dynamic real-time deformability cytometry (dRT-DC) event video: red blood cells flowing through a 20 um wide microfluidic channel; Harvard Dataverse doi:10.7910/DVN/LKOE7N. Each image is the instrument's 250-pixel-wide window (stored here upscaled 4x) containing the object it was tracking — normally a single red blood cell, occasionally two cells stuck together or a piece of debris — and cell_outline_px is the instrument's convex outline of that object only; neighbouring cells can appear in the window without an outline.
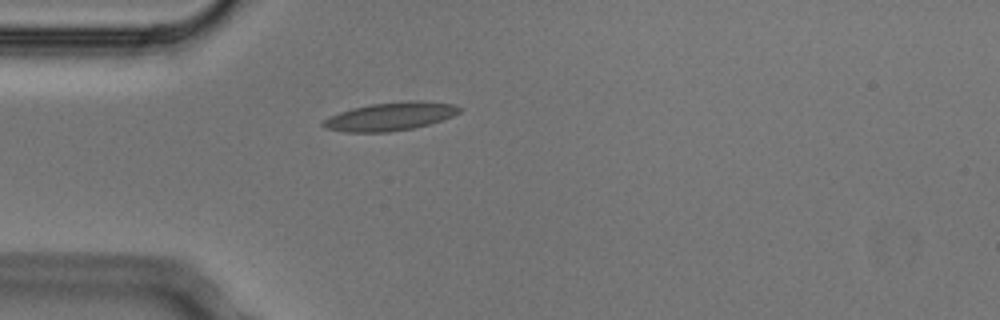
{"species": "Egyptian fruit bat (a non-hibernating species)", "species_latin": "Rousettus aegyptiacus", "temperature_condition": "cold", "stored_images_in_passage": 1, "camera_frame_rate_fps": 3000, "um_per_image_px": 0.085, "animal": {"sex": "male"}, "frame": {"image": 1, "passage_image": 1, "time_ms": 0.0, "image_size_px": [1000, 320], "cell_outline_px": [[464, 108], [460, 112], [452, 116], [428, 124], [412, 128], [388, 132], [344, 132], [324, 128], [320, 124], [328, 116], [352, 108], [372, 104], [408, 100], [420, 100], [452, 104]], "centroid_in_image_um": [33.15, 9.89], "position_along_channel_um": 51.8, "area_um2": 22.43}}